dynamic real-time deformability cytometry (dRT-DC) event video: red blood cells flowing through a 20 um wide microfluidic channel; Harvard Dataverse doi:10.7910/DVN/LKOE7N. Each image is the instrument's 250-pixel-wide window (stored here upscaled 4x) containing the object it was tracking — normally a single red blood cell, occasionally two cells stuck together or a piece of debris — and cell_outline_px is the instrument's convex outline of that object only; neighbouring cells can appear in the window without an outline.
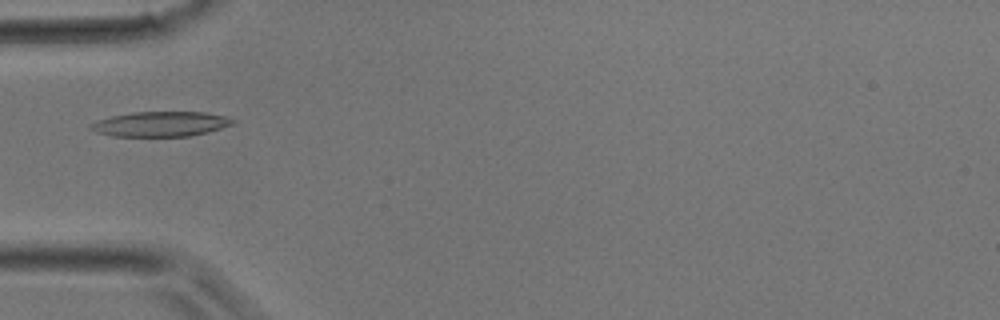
{"species": "common noctule bat (a hibernating species)", "species_latin": "Nyctalus noctula", "temperature_condition": "room temperature", "stored_images_in_passage": 35, "camera_frame_rate_fps": 3000, "um_per_image_px": 0.085, "animal": {"sex": "male", "body_mass_g": 17.9}, "frame": {"image": 1, "passage_image": 11, "time_ms": 3.333, "image_size_px": [1000, 320], "cell_outline_px": [[236, 120], [232, 124], [208, 132], [188, 136], [112, 136], [96, 132], [88, 128], [88, 124], [112, 116], [132, 112], [204, 112], [224, 116]], "centroid_in_image_um": [13.62, 10.54], "position_along_channel_um": 71.4, "area_um2": 20.52}}
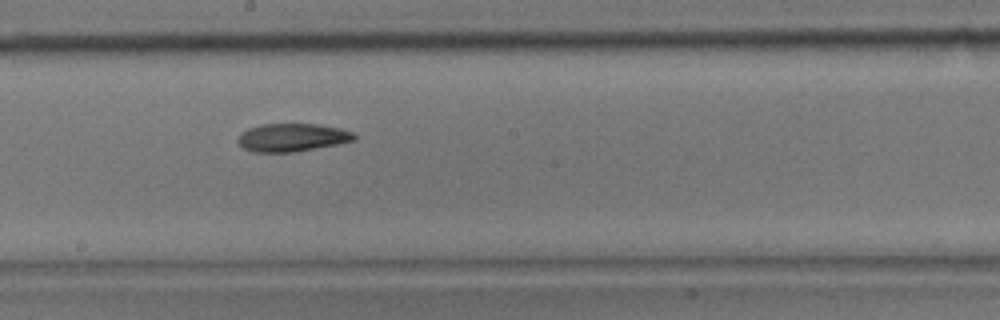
{"frame": {"image": 2, "passage_image": 19, "time_ms": 6.0, "image_size_px": [1000, 320], "cell_outline_px": [[356, 140], [336, 144], [292, 152], [252, 152], [244, 148], [236, 140], [240, 132], [248, 128], [260, 124], [316, 124], [340, 128], [352, 132], [356, 136]], "centroid_in_image_um": [24.79, 11.68], "position_along_channel_um": 223.4, "area_um2": 18.96}}
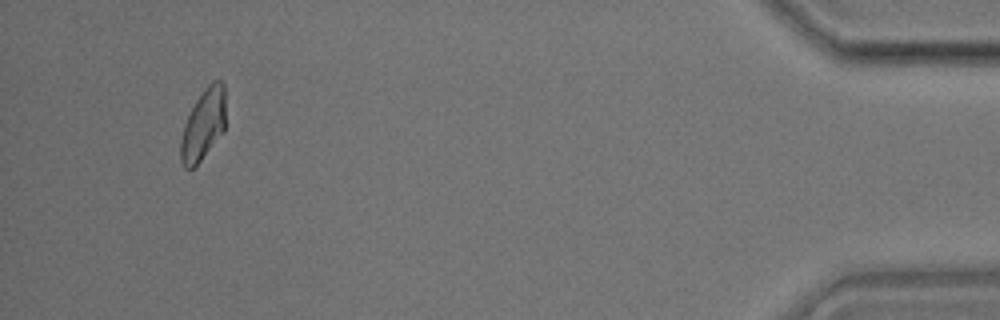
{"frame": {"image": 3, "passage_image": 33, "time_ms": 10.667, "image_size_px": [1000, 320], "cell_outline_px": [[224, 132], [200, 160], [192, 168], [184, 168], [180, 160], [180, 140], [184, 124], [196, 100], [204, 88], [212, 80], [220, 80], [224, 84]], "centroid_in_image_um": [17.27, 10.58], "position_along_channel_um": 417.9, "area_um2": 18.44}}